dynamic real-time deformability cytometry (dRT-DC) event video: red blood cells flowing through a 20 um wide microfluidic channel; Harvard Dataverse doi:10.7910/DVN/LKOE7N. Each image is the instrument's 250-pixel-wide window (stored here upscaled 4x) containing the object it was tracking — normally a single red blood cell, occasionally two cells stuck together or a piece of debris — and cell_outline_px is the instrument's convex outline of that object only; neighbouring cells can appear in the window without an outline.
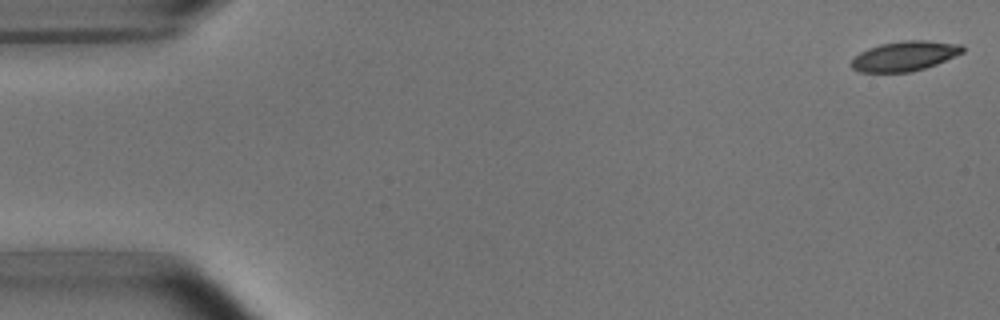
{"species": "common noctule bat (a hibernating species)", "species_latin": "Nyctalus noctula", "temperature_condition": "room temperature", "stored_images_in_passage": 5, "camera_frame_rate_fps": 3000, "um_per_image_px": 0.085, "animal": {"sex": "male", "body_mass_g": 15.6}, "frame": {"image": 1, "passage_image": 1, "time_ms": 0.0, "image_size_px": [1000, 320], "cell_outline_px": [[964, 52], [936, 64], [924, 68], [908, 72], [860, 72], [852, 68], [852, 60], [860, 52], [868, 48], [880, 44], [904, 40], [928, 40], [960, 44], [964, 48]], "centroid_in_image_um": [76.9, 4.75], "position_along_channel_um": 8.1, "area_um2": 19.19}}
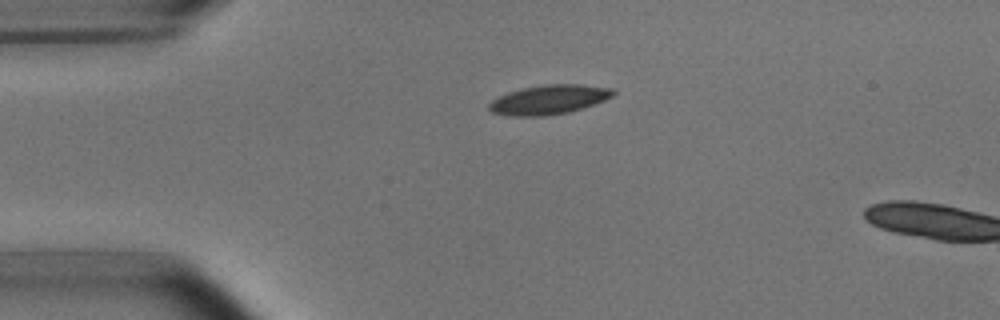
{"frame": {"image": 2, "passage_image": 4, "time_ms": 3.667, "image_size_px": [1000, 320], "cell_outline_px": [[616, 92], [612, 96], [604, 100], [568, 112], [544, 116], [508, 116], [492, 112], [488, 108], [488, 104], [492, 100], [508, 92], [524, 88], [544, 84], [580, 84], [612, 88]], "centroid_in_image_um": [46.63, 8.46], "position_along_channel_um": 38.4, "area_um2": 21.04}}